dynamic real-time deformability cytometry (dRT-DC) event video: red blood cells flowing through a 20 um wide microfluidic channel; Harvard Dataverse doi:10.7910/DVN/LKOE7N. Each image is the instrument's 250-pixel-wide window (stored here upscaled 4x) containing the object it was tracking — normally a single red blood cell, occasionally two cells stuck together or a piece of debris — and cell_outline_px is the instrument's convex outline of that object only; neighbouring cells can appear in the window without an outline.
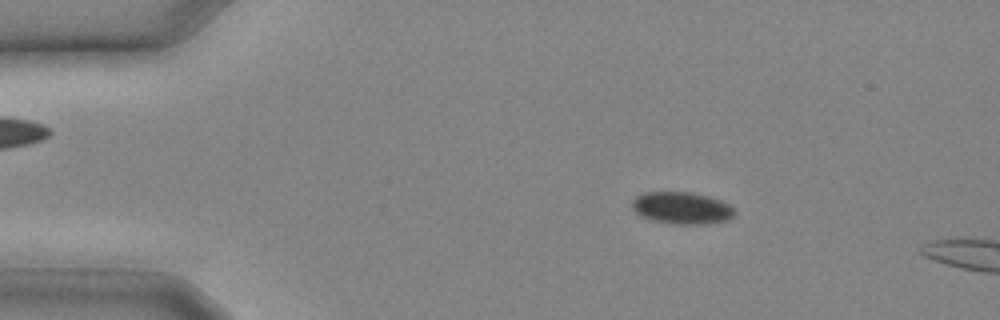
{"species": "common noctule bat (a hibernating species)", "species_latin": "Nyctalus noctula", "temperature_condition": "cold", "stored_images_in_passage": 6, "camera_frame_rate_fps": 3000, "um_per_image_px": 0.085, "animal": {"sex": "male", "body_mass_g": 20.4}, "frame": {"image": 1, "passage_image": 4, "time_ms": 1.0, "image_size_px": [1000, 320], "cell_outline_px": [[736, 212], [728, 220], [708, 224], [668, 224], [652, 220], [640, 216], [632, 208], [632, 200], [636, 196], [644, 192], [692, 192], [708, 196], [720, 200], [728, 204]], "centroid_in_image_um": [57.93, 17.68], "position_along_channel_um": 27.1, "area_um2": 19.31}}